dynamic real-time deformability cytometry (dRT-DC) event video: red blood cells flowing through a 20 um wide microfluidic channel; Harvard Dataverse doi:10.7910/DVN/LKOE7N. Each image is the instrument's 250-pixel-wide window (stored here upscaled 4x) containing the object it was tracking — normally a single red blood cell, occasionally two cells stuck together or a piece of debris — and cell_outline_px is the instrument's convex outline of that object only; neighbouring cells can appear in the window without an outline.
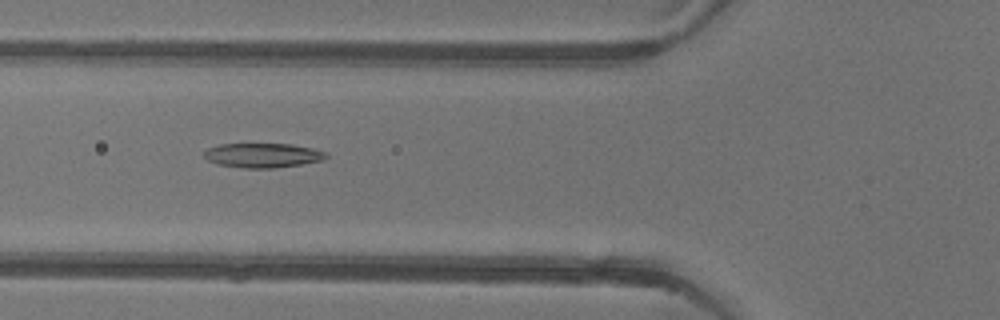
{"species": "common noctule bat (a hibernating species)", "species_latin": "Nyctalus noctula", "temperature_condition": "warm", "stored_images_in_passage": 52, "camera_frame_rate_fps": 3000, "um_per_image_px": 0.085, "animal": {"sex": "female"}, "frame": {"image": 1, "passage_image": 19, "time_ms": 6.0, "image_size_px": [1000, 320], "cell_outline_px": [[328, 156], [324, 160], [276, 168], [244, 168], [216, 164], [208, 160], [204, 156], [204, 152], [208, 148], [220, 144], [292, 144], [312, 148], [328, 152]], "centroid_in_image_um": [22.35, 13.2], "position_along_channel_um": 103.4, "area_um2": 17.46}}
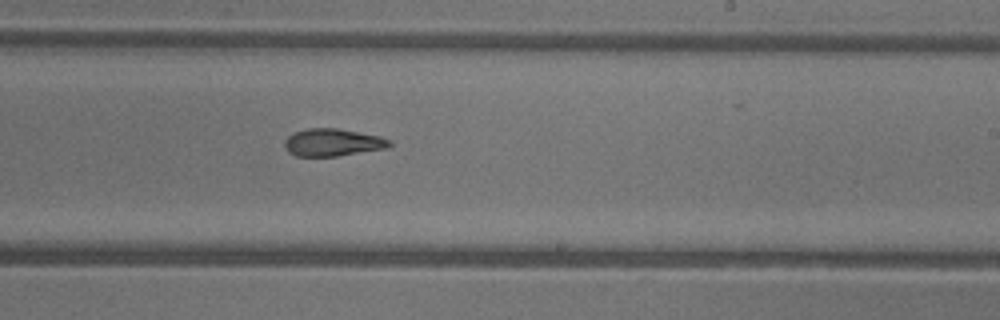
{"frame": {"image": 2, "passage_image": 31, "time_ms": 10.0, "image_size_px": [1000, 320], "cell_outline_px": [[392, 144], [388, 148], [336, 156], [296, 156], [288, 152], [284, 144], [284, 140], [288, 136], [296, 132], [308, 128], [340, 128], [380, 136], [392, 140]], "centroid_in_image_um": [28.31, 12.1], "position_along_channel_um": 260.7, "area_um2": 16.88}}
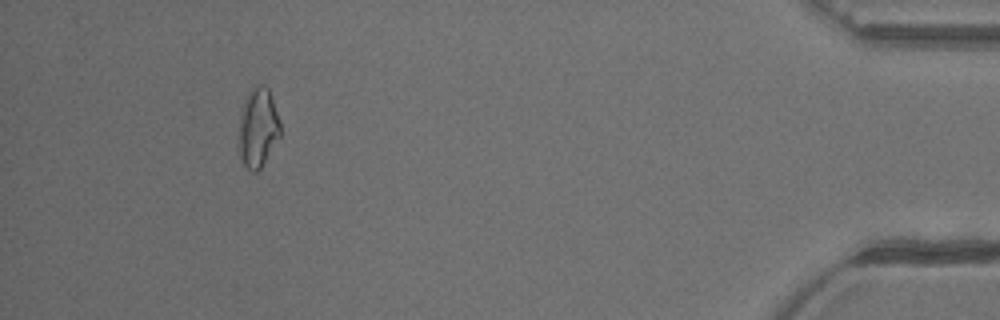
{"frame": {"image": 3, "passage_image": 48, "time_ms": 15.667, "image_size_px": [1000, 320], "cell_outline_px": [[280, 136], [260, 168], [256, 172], [252, 172], [244, 164], [240, 156], [240, 112], [244, 96], [252, 84], [264, 84], [268, 88], [280, 124]], "centroid_in_image_um": [21.91, 10.78], "position_along_channel_um": 413.3, "area_um2": 19.02}, "authors_computed_cell_mechanics": {"area_um2": 18.0336, "velocity_mm_per_s": 3.9268, "shape_relaxation_time_tau1_ms": null, "shape_relaxation_time_tau2_ms": 3.5418, "deformation_change_tau1": null, "deformation_change_tau2": 0.1212}}